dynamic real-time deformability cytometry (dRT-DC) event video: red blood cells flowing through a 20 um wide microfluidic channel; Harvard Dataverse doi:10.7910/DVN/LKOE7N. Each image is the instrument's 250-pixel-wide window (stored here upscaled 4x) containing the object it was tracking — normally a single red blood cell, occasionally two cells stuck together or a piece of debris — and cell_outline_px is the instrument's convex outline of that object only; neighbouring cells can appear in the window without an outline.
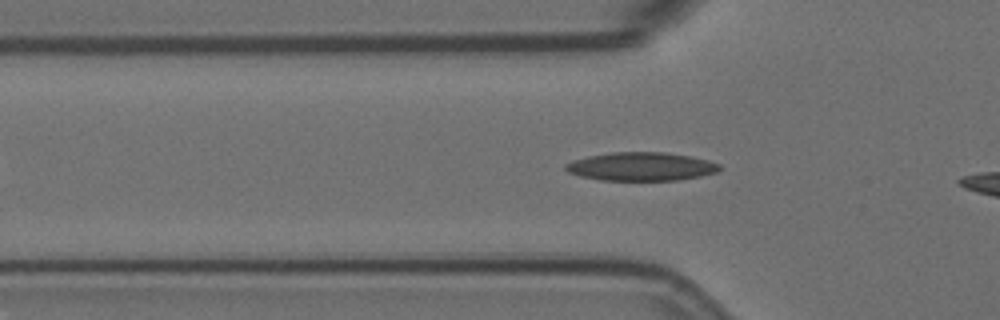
{"species": "Egyptian fruit bat (a non-hibernating species)", "species_latin": "Rousettus aegyptiacus", "temperature_condition": "room temperature", "stored_images_in_passage": 5, "camera_frame_rate_fps": 3000, "um_per_image_px": 0.085, "animal": {"sex": "female"}, "frame": {"image": 1, "passage_image": 5, "time_ms": 1.333, "image_size_px": [1000, 320], "cell_outline_px": [[724, 168], [716, 172], [700, 176], [676, 180], [600, 180], [580, 176], [568, 172], [564, 168], [564, 164], [572, 160], [588, 156], [612, 152], [664, 152], [692, 156], [708, 160], [720, 164]], "centroid_in_image_um": [54.5, 14.15], "position_along_channel_um": 71.3, "area_um2": 25.66}}